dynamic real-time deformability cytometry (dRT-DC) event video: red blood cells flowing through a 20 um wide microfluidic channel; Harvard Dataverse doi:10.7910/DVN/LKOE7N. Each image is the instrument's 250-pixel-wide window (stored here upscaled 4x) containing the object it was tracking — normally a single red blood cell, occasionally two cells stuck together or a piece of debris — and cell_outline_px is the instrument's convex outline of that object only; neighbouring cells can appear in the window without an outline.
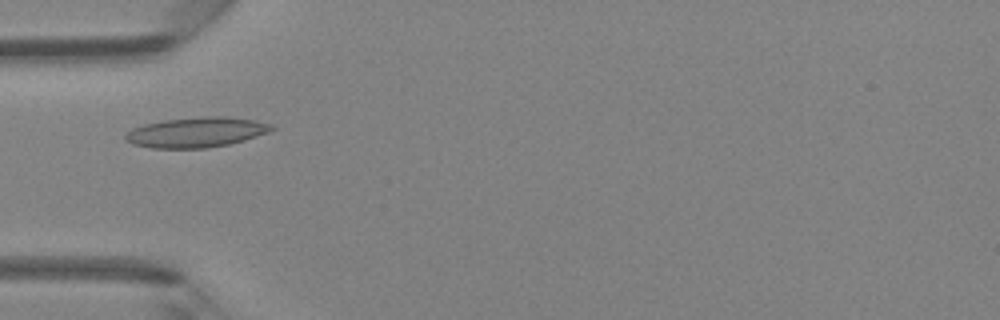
{"species": "Egyptian fruit bat (a non-hibernating species)", "species_latin": "Rousettus aegyptiacus", "temperature_condition": "room temperature", "stored_images_in_passage": 41, "camera_frame_rate_fps": 3000, "um_per_image_px": 0.085, "animal": {"sex": "female"}, "frame": {"image": 1, "passage_image": 13, "time_ms": 4.0, "image_size_px": [1000, 320], "cell_outline_px": [[276, 128], [268, 132], [244, 140], [228, 144], [204, 148], [152, 148], [132, 144], [124, 140], [124, 136], [132, 128], [144, 124], [164, 120], [208, 116], [224, 116], [256, 120], [272, 124]], "centroid_in_image_um": [16.68, 11.24], "position_along_channel_um": 68.3, "area_um2": 25.61}}
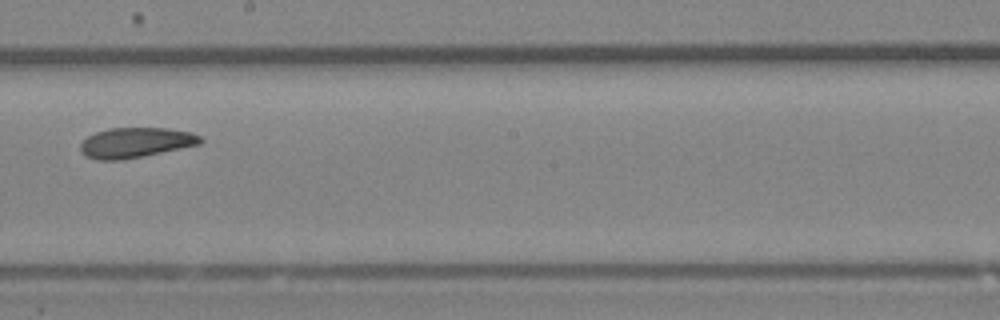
{"frame": {"image": 2, "passage_image": 25, "time_ms": 8.0, "image_size_px": [1000, 320], "cell_outline_px": [[204, 140], [200, 144], [124, 160], [96, 160], [84, 156], [80, 152], [80, 144], [88, 136], [96, 132], [108, 128], [168, 128], [192, 132], [200, 136]], "centroid_in_image_um": [11.51, 12.12], "position_along_channel_um": 236.7, "area_um2": 21.21}}
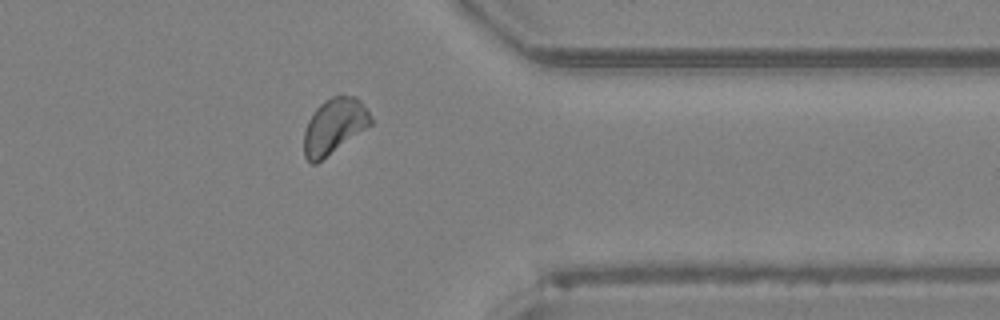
{"frame": {"image": 3, "passage_image": 36, "time_ms": 11.667, "image_size_px": [1000, 320], "cell_outline_px": [[372, 124], [316, 164], [312, 164], [304, 156], [304, 132], [308, 120], [312, 112], [324, 100], [332, 96], [356, 96], [360, 100], [368, 112], [372, 120]], "centroid_in_image_um": [28.38, 10.72], "position_along_channel_um": 383.0, "area_um2": 21.44}}